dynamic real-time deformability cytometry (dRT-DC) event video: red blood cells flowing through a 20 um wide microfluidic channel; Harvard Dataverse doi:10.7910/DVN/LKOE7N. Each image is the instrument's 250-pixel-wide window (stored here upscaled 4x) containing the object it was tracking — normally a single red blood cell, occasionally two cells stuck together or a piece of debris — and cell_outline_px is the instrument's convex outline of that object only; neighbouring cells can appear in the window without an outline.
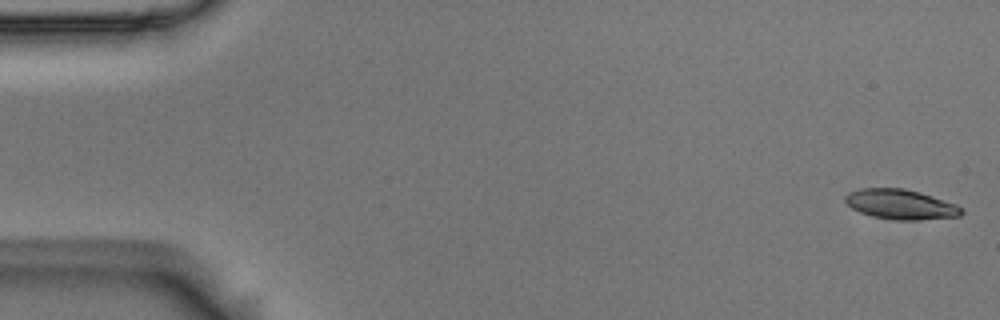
{"species": "Egyptian fruit bat (a non-hibernating species)", "species_latin": "Rousettus aegyptiacus", "temperature_condition": "room temperature", "stored_images_in_passage": 55, "camera_frame_rate_fps": 3000, "um_per_image_px": 0.085, "animal": {"sex": "male"}, "frame": {"image": 1, "passage_image": 1, "time_ms": 0.0, "image_size_px": [1000, 320], "cell_outline_px": [[964, 212], [960, 216], [920, 220], [896, 220], [872, 216], [860, 212], [852, 208], [844, 200], [844, 196], [848, 192], [860, 188], [904, 188], [920, 192], [956, 204], [964, 208]], "centroid_in_image_um": [76.57, 17.37], "position_along_channel_um": 8.4, "area_um2": 20.4}}
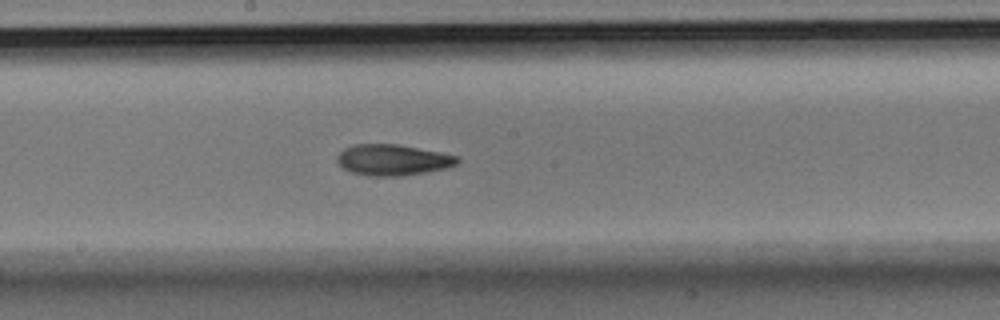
{"frame": {"image": 2, "passage_image": 29, "time_ms": 9.333, "image_size_px": [1000, 320], "cell_outline_px": [[460, 160], [456, 164], [448, 168], [404, 176], [368, 176], [352, 172], [344, 168], [336, 160], [336, 156], [344, 148], [352, 144], [396, 144], [440, 152], [460, 156]], "centroid_in_image_um": [33.4, 13.59], "position_along_channel_um": 214.8, "area_um2": 21.85}}
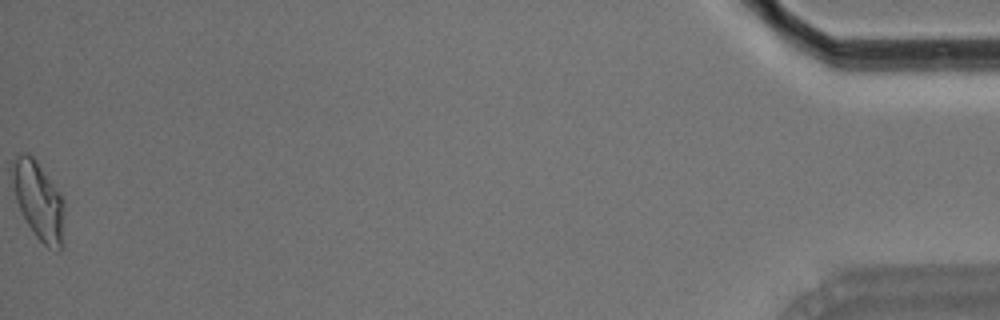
{"frame": {"image": 3, "passage_image": 55, "time_ms": 18.0, "image_size_px": [1000, 320], "cell_outline_px": [[64, 244], [60, 252], [48, 248], [36, 236], [28, 224], [16, 200], [12, 180], [12, 172], [16, 152], [28, 152], [36, 160], [60, 192], [64, 200]], "centroid_in_image_um": [3.32, 17.07], "position_along_channel_um": 431.9, "area_um2": 23.93}, "authors_computed_cell_mechanics": {"area_um2": 21.1548, "velocity_mm_per_s": 3.6527, "shape_relaxation_time_tau1_ms": 10.4763, "shape_relaxation_time_tau2_ms": 4.866, "deformation_change_tau1": 0.2295, "deformation_change_tau2": 0.119}}